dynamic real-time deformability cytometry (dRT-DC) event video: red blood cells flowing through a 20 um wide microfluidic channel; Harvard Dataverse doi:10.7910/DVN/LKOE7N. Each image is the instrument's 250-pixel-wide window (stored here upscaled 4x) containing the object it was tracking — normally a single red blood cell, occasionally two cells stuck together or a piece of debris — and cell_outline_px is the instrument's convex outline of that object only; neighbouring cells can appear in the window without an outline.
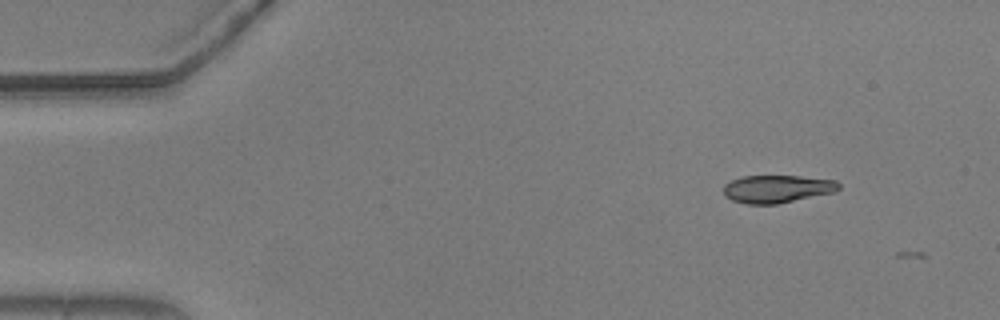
{"species": "common noctule bat (a hibernating species)", "species_latin": "Nyctalus noctula", "temperature_condition": "warm", "stored_images_in_passage": 2, "camera_frame_rate_fps": 3000, "um_per_image_px": 0.085, "animal": {"sex": "male", "body_mass_g": 20.5, "forearm_length_mm": 52.5}, "frame": {"image": 1, "passage_image": 1, "time_ms": 0.0, "image_size_px": [1000, 320], "cell_outline_px": [[840, 188], [836, 192], [776, 204], [748, 204], [732, 200], [724, 196], [724, 184], [740, 176], [800, 176], [836, 180], [840, 184]], "centroid_in_image_um": [66.07, 16.05], "position_along_channel_um": 18.9, "area_um2": 18.73}}